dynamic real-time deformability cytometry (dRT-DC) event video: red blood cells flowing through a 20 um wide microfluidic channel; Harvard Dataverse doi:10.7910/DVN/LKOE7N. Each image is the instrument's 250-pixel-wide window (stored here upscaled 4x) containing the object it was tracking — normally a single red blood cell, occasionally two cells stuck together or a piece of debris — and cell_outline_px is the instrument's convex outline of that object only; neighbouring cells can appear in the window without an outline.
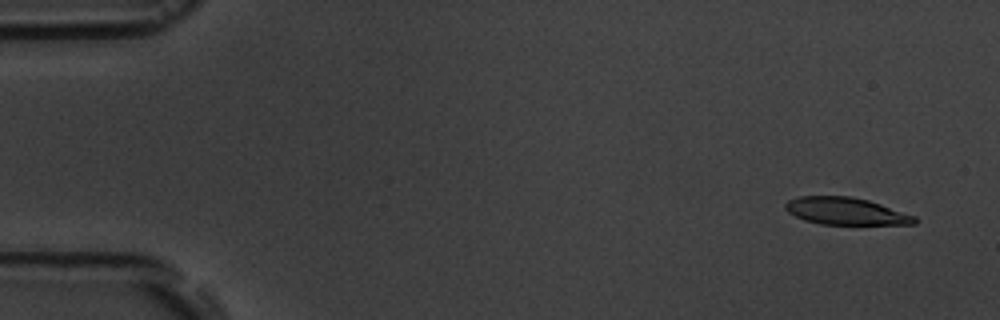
{"species": "common noctule bat (a hibernating species)", "species_latin": "Nyctalus noctula", "temperature_condition": "room temperature", "stored_images_in_passage": 6, "camera_frame_rate_fps": 3000, "um_per_image_px": 0.085, "animal": {"sex": "male", "body_mass_g": 19.5, "forearm_length_mm": 54.6}, "frame": {"image": 1, "passage_image": 1, "time_ms": 0.0, "image_size_px": [1000, 320], "cell_outline_px": [[916, 224], [820, 224], [804, 220], [788, 212], [784, 208], [784, 204], [788, 200], [800, 196], [852, 196], [868, 200], [916, 216]], "centroid_in_image_um": [71.87, 17.94], "position_along_channel_um": 13.1, "area_um2": 20.4}}
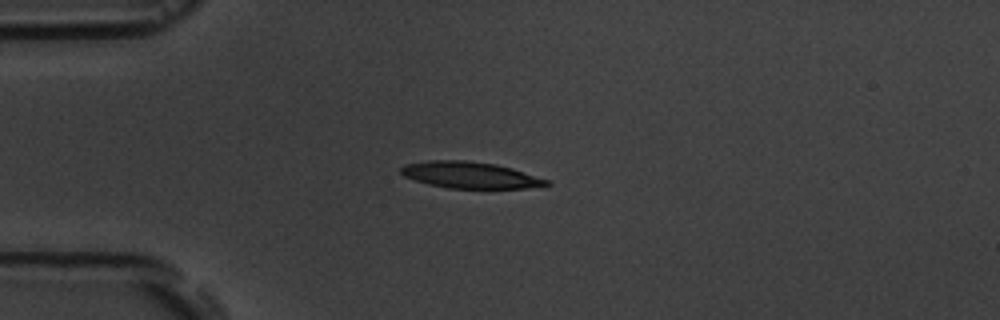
{"frame": {"image": 2, "passage_image": 4, "time_ms": 3.667, "image_size_px": [1000, 320], "cell_outline_px": [[552, 184], [524, 188], [448, 188], [428, 184], [404, 176], [400, 172], [400, 168], [404, 164], [428, 160], [464, 160], [496, 164], [512, 168], [548, 180]], "centroid_in_image_um": [39.92, 14.87], "position_along_channel_um": 45.1, "area_um2": 22.31}}
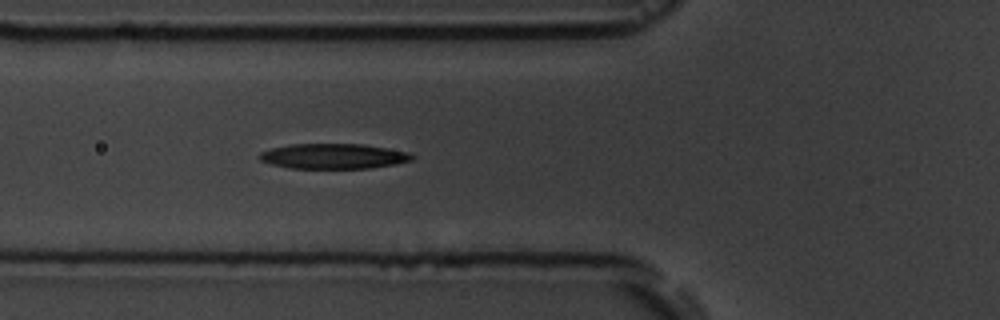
{"frame": {"image": 3, "passage_image": 6, "time_ms": 5.667, "image_size_px": [1000, 320], "cell_outline_px": [[416, 156], [412, 160], [396, 164], [372, 168], [288, 168], [272, 164], [260, 160], [260, 152], [272, 148], [292, 144], [364, 144], [408, 152]], "centroid_in_image_um": [28.38, 13.28], "position_along_channel_um": 97.4, "area_um2": 22.31}}